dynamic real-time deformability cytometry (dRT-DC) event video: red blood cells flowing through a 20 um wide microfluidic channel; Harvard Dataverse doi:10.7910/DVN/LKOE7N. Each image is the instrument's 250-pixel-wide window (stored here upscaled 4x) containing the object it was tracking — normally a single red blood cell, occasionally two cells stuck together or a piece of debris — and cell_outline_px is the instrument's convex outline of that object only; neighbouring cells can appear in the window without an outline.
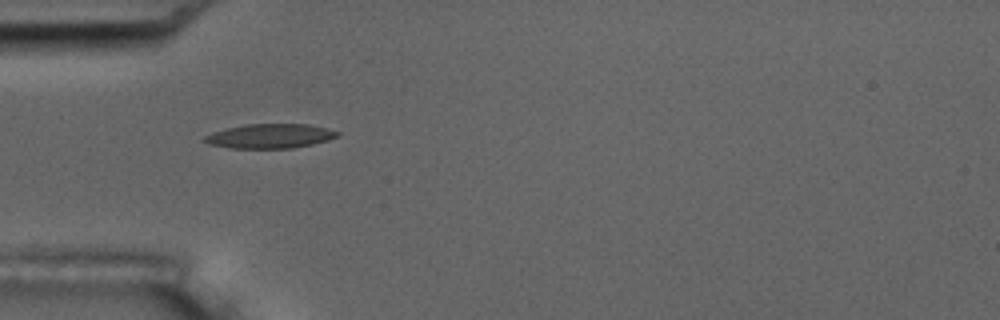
{"species": "common noctule bat (a hibernating species)", "species_latin": "Nyctalus noctula", "temperature_condition": "room temperature", "stored_images_in_passage": 6, "camera_frame_rate_fps": 3000, "um_per_image_px": 0.085, "animal": {"sex": "male", "body_mass_g": 17.5, "forearm_length_mm": 52.3}, "frame": {"image": 1, "passage_image": 5, "time_ms": 4.667, "image_size_px": [1000, 320], "cell_outline_px": [[340, 136], [328, 140], [312, 144], [292, 148], [228, 148], [208, 144], [200, 140], [204, 136], [212, 132], [244, 124], [308, 124], [340, 132]], "centroid_in_image_um": [22.91, 11.57], "position_along_channel_um": 62.1, "area_um2": 18.96}}